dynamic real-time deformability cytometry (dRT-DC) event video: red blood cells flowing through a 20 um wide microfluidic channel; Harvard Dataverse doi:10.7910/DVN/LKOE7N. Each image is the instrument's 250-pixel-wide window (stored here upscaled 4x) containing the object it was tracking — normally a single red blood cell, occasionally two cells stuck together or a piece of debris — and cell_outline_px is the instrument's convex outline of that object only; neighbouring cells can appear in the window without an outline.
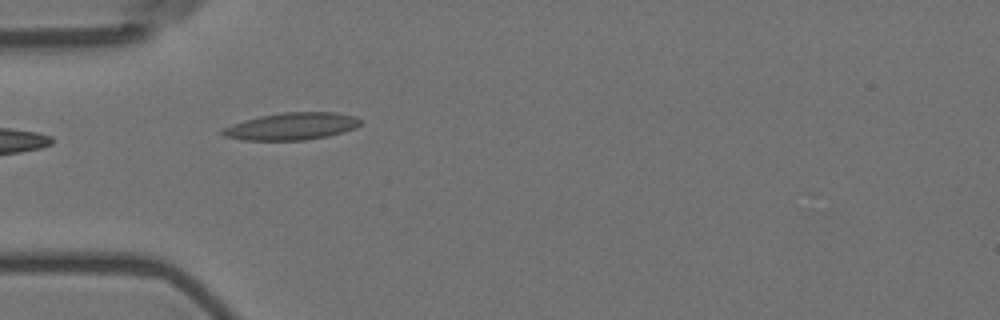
{"species": "Egyptian fruit bat (a non-hibernating species)", "species_latin": "Rousettus aegyptiacus", "temperature_condition": "room temperature", "stored_images_in_passage": 15, "camera_frame_rate_fps": 3000, "um_per_image_px": 0.085, "animal": {"sex": "female"}, "frame": {"image": 1, "passage_image": 5, "time_ms": 5.333, "image_size_px": [1000, 320], "cell_outline_px": [[360, 124], [356, 128], [328, 136], [304, 140], [244, 140], [224, 136], [220, 132], [224, 128], [232, 124], [244, 120], [260, 116], [284, 112], [336, 112], [356, 116], [360, 120]], "centroid_in_image_um": [24.81, 10.73], "position_along_channel_um": 60.2, "area_um2": 21.79}}
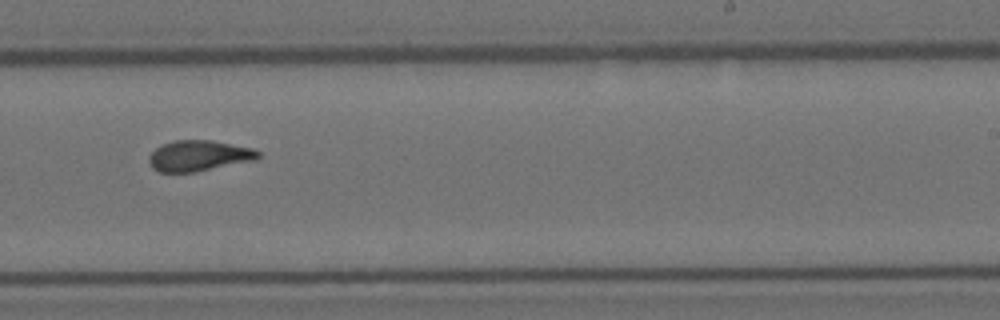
{"frame": {"image": 2, "passage_image": 10, "time_ms": 11.333, "image_size_px": [1000, 320], "cell_outline_px": [[260, 156], [256, 160], [196, 172], [160, 172], [152, 168], [148, 160], [148, 156], [156, 148], [164, 144], [176, 140], [212, 140], [252, 148], [260, 152]], "centroid_in_image_um": [16.91, 13.24], "position_along_channel_um": 272.1, "area_um2": 19.59}}
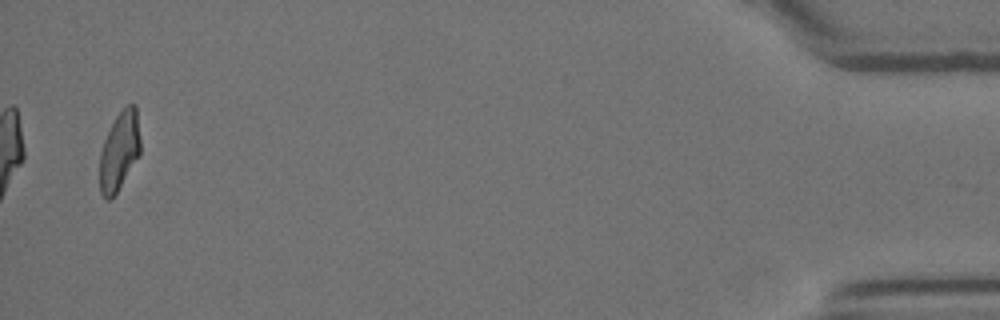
{"frame": {"image": 3, "passage_image": 15, "time_ms": 18.0, "image_size_px": [1000, 320], "cell_outline_px": [[140, 152], [116, 192], [108, 200], [104, 200], [100, 192], [100, 152], [104, 140], [116, 116], [128, 104], [136, 104], [140, 140]], "centroid_in_image_um": [10.14, 12.82], "position_along_channel_um": 425.1, "area_um2": 18.21}, "authors_computed_cell_mechanics": {"area_um2": 19.8254, "velocity_mm_per_s": 3.5839, "shape_relaxation_time_tau1_ms": 7.0089, "shape_relaxation_time_tau2_ms": 1.0132, "deformation_change_tau1": 0.1475, "deformation_change_tau2": 0.0688}}